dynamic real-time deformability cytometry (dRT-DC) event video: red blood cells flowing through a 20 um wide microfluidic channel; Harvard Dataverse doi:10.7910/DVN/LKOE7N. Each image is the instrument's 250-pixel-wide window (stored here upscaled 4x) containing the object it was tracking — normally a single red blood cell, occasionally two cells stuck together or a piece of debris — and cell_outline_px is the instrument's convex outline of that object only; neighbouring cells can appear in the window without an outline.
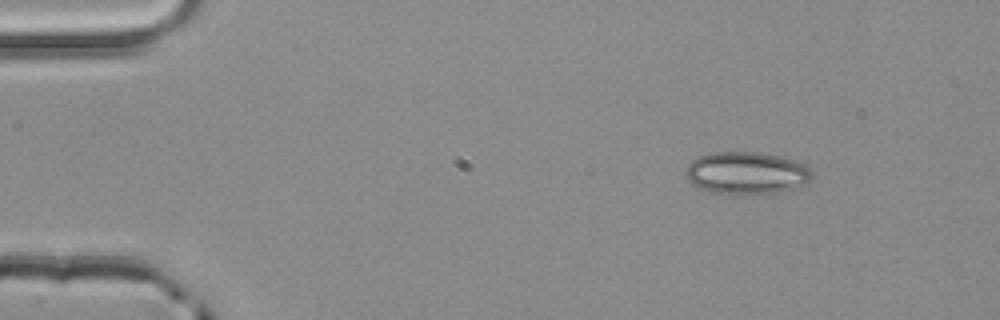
{"species": "common noctule bat (a hibernating species)", "species_latin": "Nyctalus noctula", "temperature_condition": "room temperature", "stored_images_in_passage": 2, "camera_frame_rate_fps": 3000, "um_per_image_px": 0.085, "animal": {"sex": "male", "body_mass_g": 20.4}, "frame": {"image": 1, "passage_image": 2, "time_ms": 0.333, "image_size_px": [1000, 320], "cell_outline_px": [[812, 176], [804, 184], [792, 188], [776, 192], [732, 196], [700, 188], [692, 184], [684, 176], [684, 172], [688, 164], [692, 160], [700, 156], [712, 152], [756, 152], [776, 156], [792, 160], [804, 164], [812, 168]], "centroid_in_image_um": [63.4, 14.72], "position_along_channel_um": 21.6, "area_um2": 31.21}}